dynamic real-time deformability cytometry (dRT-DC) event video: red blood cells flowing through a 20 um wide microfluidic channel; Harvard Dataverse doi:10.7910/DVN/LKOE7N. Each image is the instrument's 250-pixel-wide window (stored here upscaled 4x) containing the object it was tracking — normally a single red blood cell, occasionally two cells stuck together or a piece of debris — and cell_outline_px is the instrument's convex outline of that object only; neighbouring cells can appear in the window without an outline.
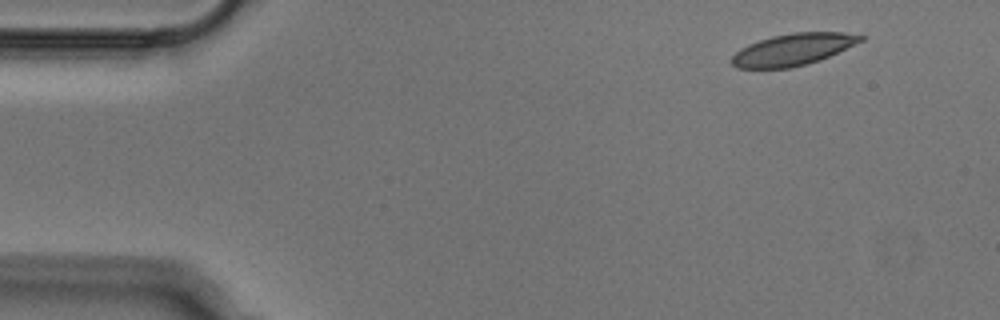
{"species": "Egyptian fruit bat (a non-hibernating species)", "species_latin": "Rousettus aegyptiacus", "temperature_condition": "cold", "stored_images_in_passage": 48, "camera_frame_rate_fps": 3000, "um_per_image_px": 0.085, "animal": {"sex": "male"}, "frame": {"image": 1, "passage_image": 1, "time_ms": 0.0, "image_size_px": [1000, 320], "cell_outline_px": [[864, 40], [820, 60], [808, 64], [792, 68], [736, 68], [732, 64], [732, 56], [740, 48], [748, 44], [772, 36], [792, 32], [844, 32], [864, 36]], "centroid_in_image_um": [67.4, 4.21], "position_along_channel_um": 17.6, "area_um2": 23.87}}
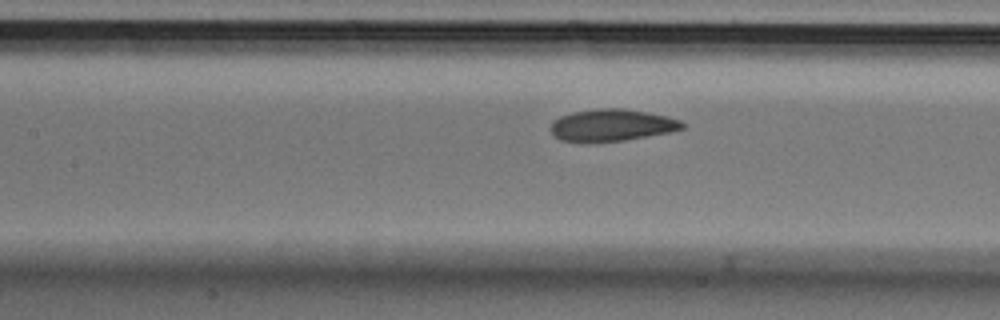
{"frame": {"image": 2, "passage_image": 19, "time_ms": 6.0, "image_size_px": [1000, 320], "cell_outline_px": [[688, 124], [684, 128], [668, 132], [624, 140], [592, 144], [560, 140], [552, 132], [552, 120], [560, 116], [572, 112], [600, 108], [620, 108], [644, 112], [664, 116], [680, 120]], "centroid_in_image_um": [51.97, 10.66], "position_along_channel_um": 155.4, "area_um2": 24.62}}
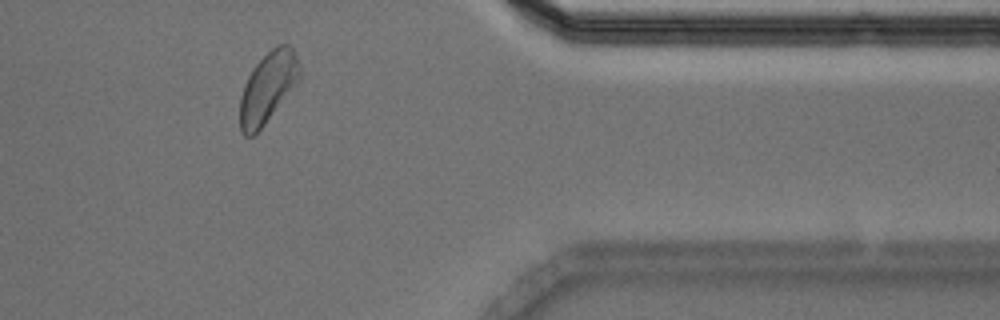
{"frame": {"image": 3, "passage_image": 39, "time_ms": 12.667, "image_size_px": [1000, 320], "cell_outline_px": [[300, 80], [264, 124], [252, 136], [244, 136], [240, 128], [240, 96], [244, 84], [252, 68], [276, 44], [288, 44], [292, 48], [300, 64]], "centroid_in_image_um": [22.77, 7.41], "position_along_channel_um": 388.6, "area_um2": 24.39}}